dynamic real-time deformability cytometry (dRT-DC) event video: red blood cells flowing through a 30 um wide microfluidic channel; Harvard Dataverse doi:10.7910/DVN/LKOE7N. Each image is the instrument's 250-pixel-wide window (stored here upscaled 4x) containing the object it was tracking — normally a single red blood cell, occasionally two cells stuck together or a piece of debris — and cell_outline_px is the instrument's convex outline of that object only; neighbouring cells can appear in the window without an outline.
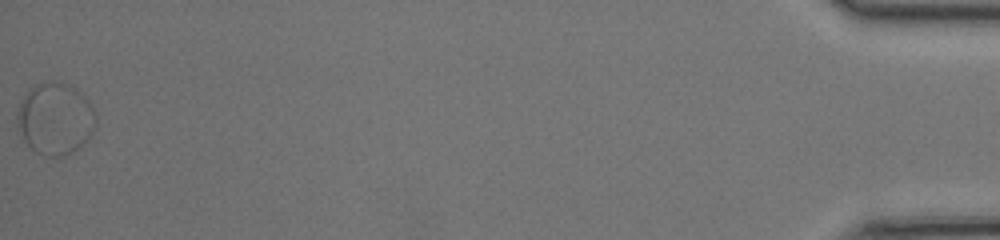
{"species": "common noctule bat (a hibernating species)", "species_latin": "Nyctalus noctula", "temperature_condition": "room temperature", "stored_images_in_passage": 49, "segment_of_instrument_passage": [2, 2], "camera_frame_rate_fps": 3000, "um_per_image_px": 0.085, "animal": {"sex": "female", "body_mass_g": 17.0, "forearm_length_mm": 48.0}, "frame": {"image": 1, "passage_image": 49, "time_ms": 16.0, "image_size_px": [1000, 240], "cell_outline_px": [[96, 124], [88, 140], [72, 152], [64, 156], [48, 156], [36, 152], [24, 140], [20, 132], [16, 120], [16, 112], [20, 100], [36, 84], [52, 80], [56, 80], [76, 88], [92, 104], [96, 112]], "centroid_in_image_um": [4.7, 10.07], "position_along_channel_um": 430.5, "area_um2": 33.18}}